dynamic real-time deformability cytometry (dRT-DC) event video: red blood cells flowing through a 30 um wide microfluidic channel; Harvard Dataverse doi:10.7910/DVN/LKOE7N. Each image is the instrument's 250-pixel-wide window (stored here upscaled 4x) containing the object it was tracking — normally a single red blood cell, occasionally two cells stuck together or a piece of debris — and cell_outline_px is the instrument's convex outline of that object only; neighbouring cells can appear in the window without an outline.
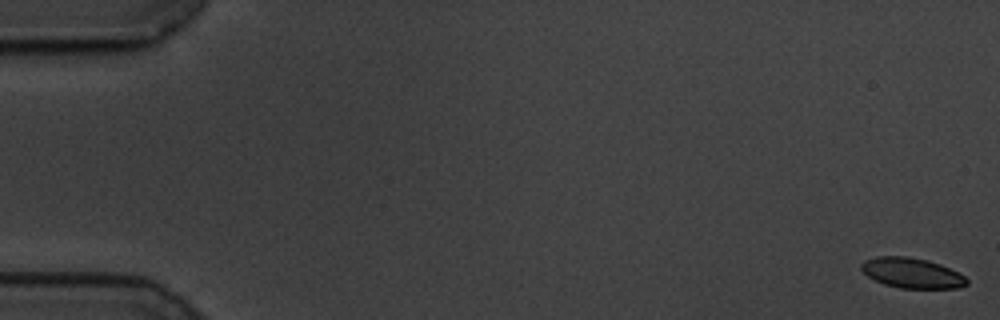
{"species": "common noctule bat (a hibernating species)", "species_latin": "Nyctalus noctula", "temperature_condition": "cold", "stored_images_in_passage": 59, "camera_frame_rate_fps": 3000, "um_per_image_px": 0.085, "animal": {"sex": "male", "body_mass_g": 19.5, "forearm_length_mm": 54.6}, "frame": {"image": 1, "passage_image": 1, "time_ms": 0.0, "image_size_px": [1000, 320], "cell_outline_px": [[968, 284], [960, 288], [900, 288], [884, 284], [868, 276], [860, 268], [860, 264], [864, 260], [876, 256], [908, 256], [928, 260], [940, 264], [964, 276], [968, 280]], "centroid_in_image_um": [77.49, 23.2], "position_along_channel_um": 7.5, "area_um2": 18.55}}
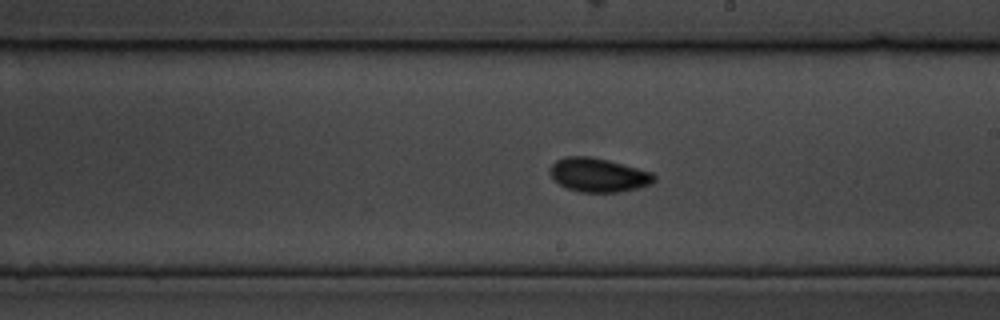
{"frame": {"image": 2, "passage_image": 34, "time_ms": 11.0, "image_size_px": [1000, 320], "cell_outline_px": [[656, 180], [652, 184], [640, 188], [620, 192], [580, 192], [568, 188], [560, 184], [548, 172], [548, 168], [556, 160], [564, 156], [588, 156], [608, 160], [652, 172], [656, 176]], "centroid_in_image_um": [50.88, 14.87], "position_along_channel_um": 238.1, "area_um2": 20.69}}
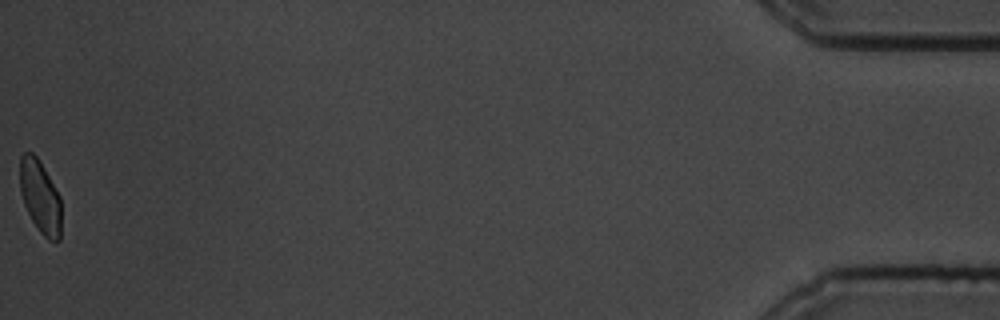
{"frame": {"image": 3, "passage_image": 59, "time_ms": 19.333, "image_size_px": [1000, 320], "cell_outline_px": [[60, 240], [48, 240], [40, 232], [32, 220], [24, 204], [20, 192], [20, 156], [24, 152], [32, 152], [40, 160], [60, 196]], "centroid_in_image_um": [3.4, 16.69], "position_along_channel_um": 431.8, "area_um2": 17.51}, "authors_computed_cell_mechanics": {"area_um2": 19.1896, "velocity_mm_per_s": 3.4512, "shape_relaxation_time_tau1_ms": 2.9136, "shape_relaxation_time_tau2_ms": 1.7511, "deformation_change_tau1": 0.0787, "deformation_change_tau2": 0.0511}}